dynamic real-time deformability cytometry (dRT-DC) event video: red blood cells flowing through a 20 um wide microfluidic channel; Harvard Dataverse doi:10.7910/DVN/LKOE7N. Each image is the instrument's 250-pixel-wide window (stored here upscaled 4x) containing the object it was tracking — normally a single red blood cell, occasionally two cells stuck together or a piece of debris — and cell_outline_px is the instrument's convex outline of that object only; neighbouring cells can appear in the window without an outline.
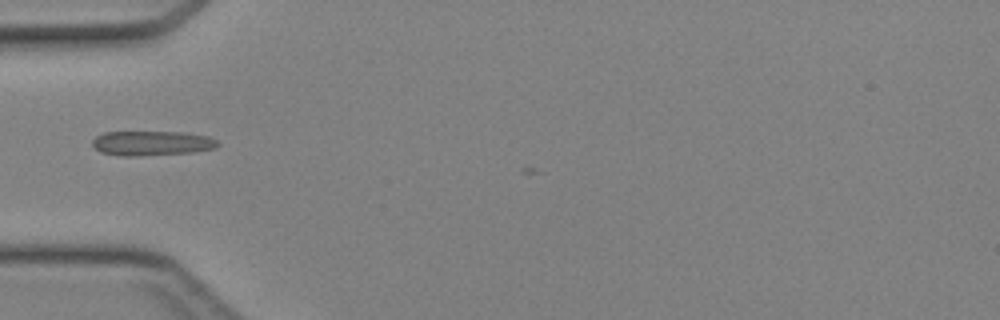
{"species": "Egyptian fruit bat (a non-hibernating species)", "species_latin": "Rousettus aegyptiacus", "temperature_condition": "cold", "stored_images_in_passage": 2, "camera_frame_rate_fps": 3000, "um_per_image_px": 0.085, "animal": {"sex": "female"}, "frame": {"image": 1, "passage_image": 1, "time_ms": 0.0, "image_size_px": [1000, 320], "cell_outline_px": [[220, 144], [216, 148], [192, 152], [136, 156], [120, 156], [100, 152], [92, 144], [92, 140], [96, 136], [104, 132], [184, 132], [208, 136], [216, 140]], "centroid_in_image_um": [12.9, 12.17], "position_along_channel_um": 72.1, "area_um2": 18.03}}